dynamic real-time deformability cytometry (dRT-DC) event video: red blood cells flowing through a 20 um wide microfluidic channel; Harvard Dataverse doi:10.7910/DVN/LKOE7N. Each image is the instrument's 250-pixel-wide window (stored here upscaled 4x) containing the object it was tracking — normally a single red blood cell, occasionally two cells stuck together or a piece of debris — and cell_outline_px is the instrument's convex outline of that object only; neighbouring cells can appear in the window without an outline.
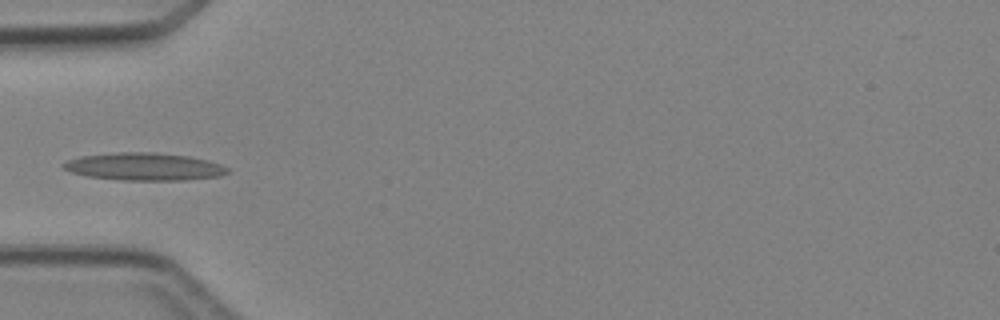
{"species": "Egyptian fruit bat (a non-hibernating species)", "species_latin": "Rousettus aegyptiacus", "temperature_condition": "cold", "stored_images_in_passage": 4, "camera_frame_rate_fps": 3000, "um_per_image_px": 0.085, "animal": {"sex": "female"}, "frame": {"image": 1, "passage_image": 3, "time_ms": 2.333, "image_size_px": [1000, 320], "cell_outline_px": [[228, 172], [220, 176], [184, 180], [124, 180], [88, 176], [72, 172], [64, 168], [60, 164], [68, 160], [80, 156], [116, 152], [156, 152], [188, 156], [208, 160], [220, 164], [228, 168]], "centroid_in_image_um": [12.26, 14.15], "position_along_channel_um": 72.7, "area_um2": 26.3}}
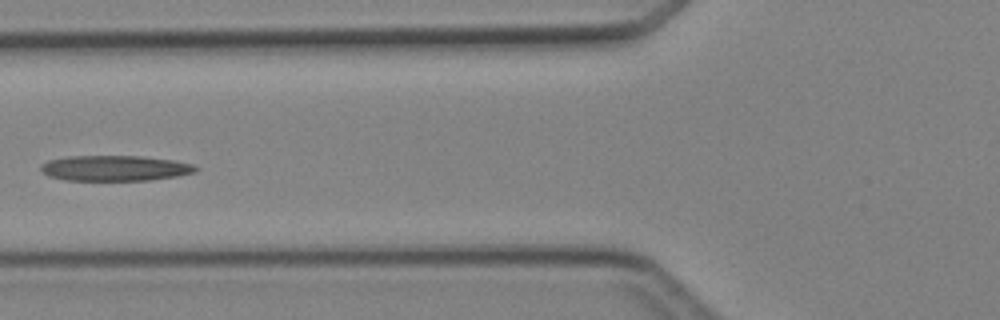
{"frame": {"image": 2, "passage_image": 4, "time_ms": 3.333, "image_size_px": [1000, 320], "cell_outline_px": [[200, 168], [196, 172], [176, 176], [152, 180], [64, 180], [48, 176], [40, 172], [40, 164], [48, 160], [68, 156], [140, 156], [172, 160], [196, 164]], "centroid_in_image_um": [9.76, 14.29], "position_along_channel_um": 116.0, "area_um2": 23.24}}